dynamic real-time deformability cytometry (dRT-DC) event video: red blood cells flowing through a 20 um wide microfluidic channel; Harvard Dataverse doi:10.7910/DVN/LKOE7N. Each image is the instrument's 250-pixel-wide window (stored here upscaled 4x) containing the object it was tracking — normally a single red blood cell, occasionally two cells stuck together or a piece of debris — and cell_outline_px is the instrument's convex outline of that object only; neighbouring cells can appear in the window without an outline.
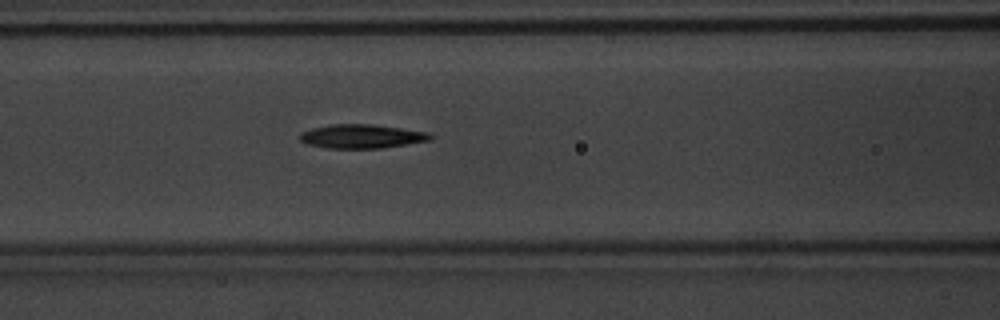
{"species": "common noctule bat (a hibernating species)", "species_latin": "Nyctalus noctula", "temperature_condition": "warm", "stored_images_in_passage": 39, "segment_of_instrument_passage": [1, 2], "camera_frame_rate_fps": 3000, "um_per_image_px": 0.085, "animal": {"sex": "male", "body_mass_g": 20.1, "forearm_length_mm": 53.5}, "frame": {"image": 1, "passage_image": 8, "time_ms": 2.333, "image_size_px": [1000, 320], "cell_outline_px": [[432, 140], [380, 148], [328, 148], [308, 144], [300, 140], [296, 136], [300, 132], [312, 128], [332, 124], [372, 124], [428, 132], [432, 136]], "centroid_in_image_um": [30.7, 11.58], "position_along_channel_um": 135.9, "area_um2": 18.15}}
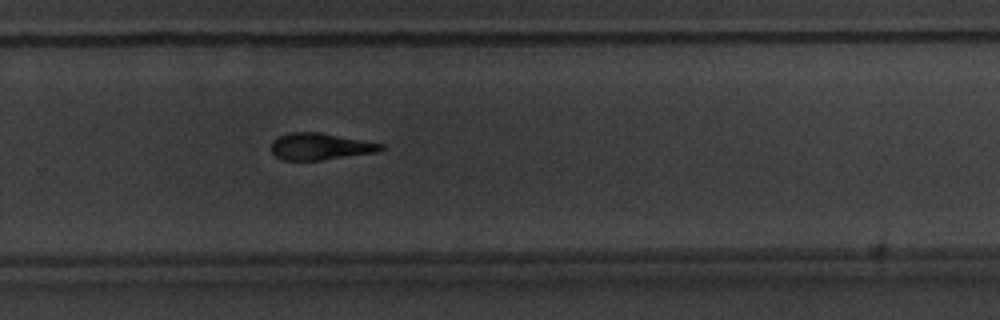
{"frame": {"image": 2, "passage_image": 21, "time_ms": 6.667, "image_size_px": [1000, 320], "cell_outline_px": [[384, 148], [376, 152], [320, 160], [280, 160], [272, 152], [272, 140], [288, 132], [320, 132], [384, 144]], "centroid_in_image_um": [27.19, 12.44], "position_along_channel_um": 302.6, "area_um2": 16.99}}
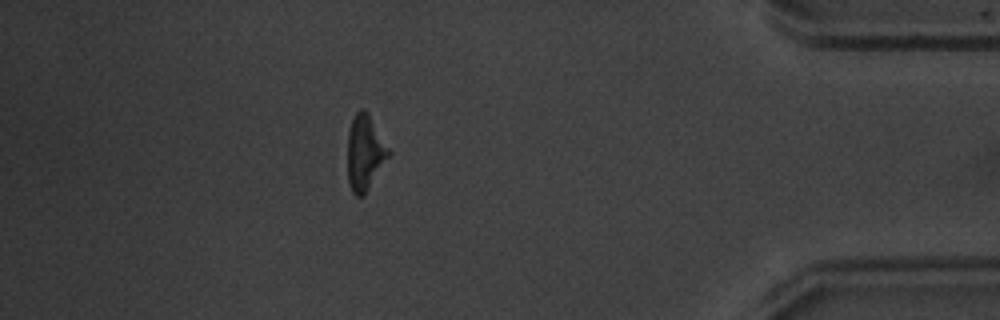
{"frame": {"image": 3, "passage_image": 32, "time_ms": 10.333, "image_size_px": [1000, 320], "cell_outline_px": [[392, 152], [364, 192], [360, 196], [356, 196], [352, 192], [348, 180], [348, 132], [352, 120], [356, 112], [360, 108], [364, 108], [368, 112]], "centroid_in_image_um": [31.01, 12.9], "position_along_channel_um": 404.2, "area_um2": 17.69}}